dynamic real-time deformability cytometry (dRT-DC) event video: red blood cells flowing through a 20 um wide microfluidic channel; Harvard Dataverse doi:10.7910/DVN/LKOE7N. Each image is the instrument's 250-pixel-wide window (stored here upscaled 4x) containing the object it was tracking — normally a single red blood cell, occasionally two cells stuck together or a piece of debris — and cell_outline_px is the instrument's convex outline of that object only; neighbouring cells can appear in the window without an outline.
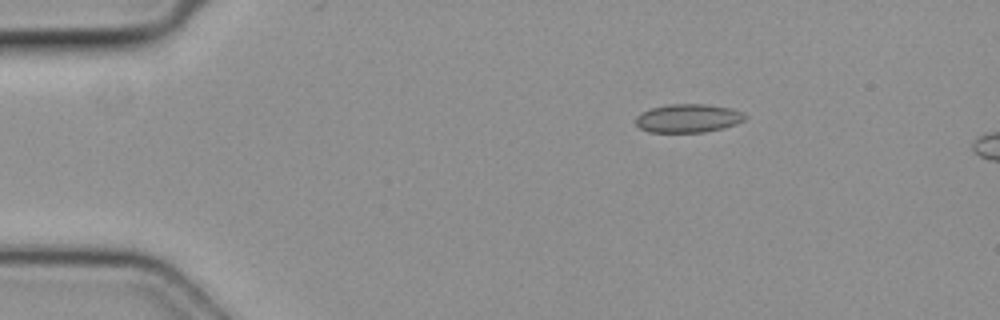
{"species": "common noctule bat (a hibernating species)", "species_latin": "Nyctalus noctula", "temperature_condition": "cold", "stored_images_in_passage": 5, "camera_frame_rate_fps": 3000, "um_per_image_px": 0.085, "animal": {"sex": "female", "body_mass_g": 19.3, "forearm_length_mm": 54.1}, "frame": {"image": 1, "passage_image": 2, "time_ms": 0.333, "image_size_px": [1000, 320], "cell_outline_px": [[748, 116], [744, 120], [736, 124], [724, 128], [704, 132], [648, 132], [640, 128], [636, 124], [636, 116], [640, 112], [652, 108], [668, 104], [704, 104], [732, 108], [744, 112]], "centroid_in_image_um": [58.51, 10.05], "position_along_channel_um": 26.5, "area_um2": 18.32}}
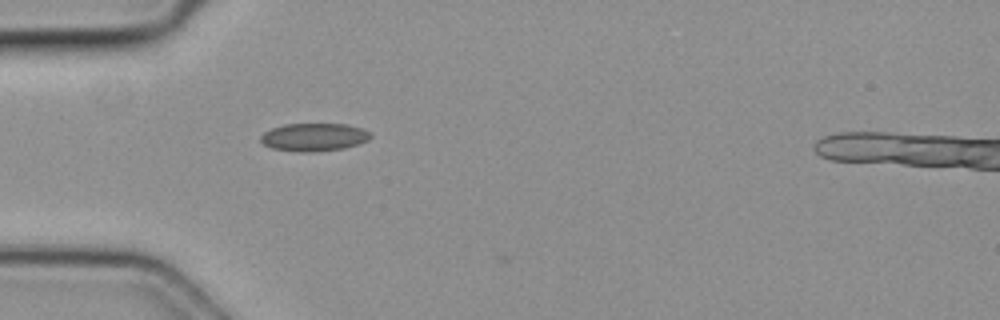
{"frame": {"image": 2, "passage_image": 4, "time_ms": 1.0, "image_size_px": [1000, 320], "cell_outline_px": [[372, 136], [368, 140], [344, 148], [312, 152], [300, 152], [272, 148], [264, 144], [260, 140], [260, 136], [264, 132], [272, 128], [284, 124], [348, 124], [364, 128], [372, 132]], "centroid_in_image_um": [26.72, 11.64], "position_along_channel_um": 58.3, "area_um2": 17.98}}